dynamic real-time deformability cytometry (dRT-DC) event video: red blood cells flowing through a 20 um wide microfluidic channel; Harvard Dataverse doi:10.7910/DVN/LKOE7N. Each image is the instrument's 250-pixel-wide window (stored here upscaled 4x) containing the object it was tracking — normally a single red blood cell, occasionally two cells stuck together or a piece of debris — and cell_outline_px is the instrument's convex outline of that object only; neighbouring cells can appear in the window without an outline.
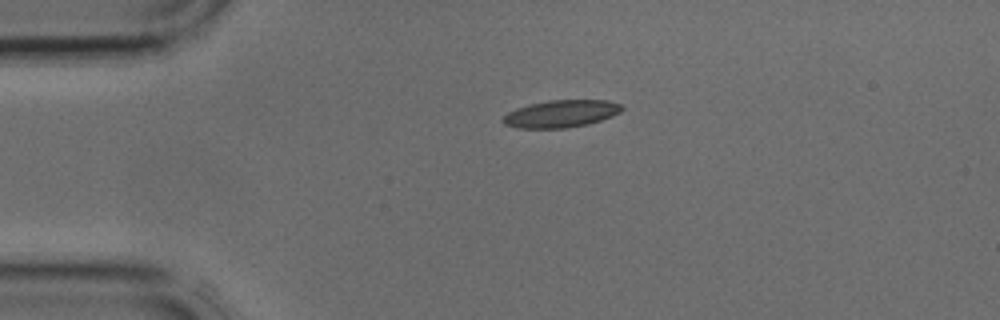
{"species": "common noctule bat (a hibernating species)", "species_latin": "Nyctalus noctula", "temperature_condition": "cold", "stored_images_in_passage": 2, "camera_frame_rate_fps": 3000, "um_per_image_px": 0.085, "animal": {"sex": "male", "body_mass_g": 17.9, "forearm_length_mm": 54.2}, "frame": {"image": 1, "passage_image": 1, "time_ms": 0.0, "image_size_px": [1000, 320], "cell_outline_px": [[624, 108], [620, 112], [612, 116], [588, 124], [564, 128], [516, 128], [504, 124], [500, 120], [508, 112], [516, 108], [548, 100], [608, 100], [620, 104]], "centroid_in_image_um": [47.67, 9.67], "position_along_channel_um": 37.3, "area_um2": 18.9}}
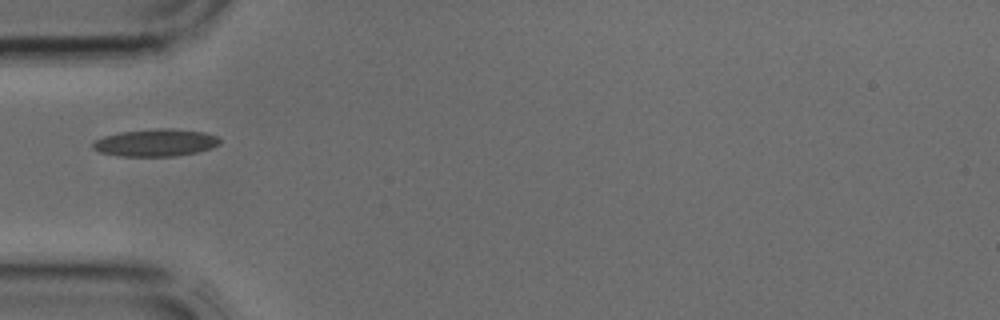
{"frame": {"image": 2, "passage_image": 2, "time_ms": 0.333, "image_size_px": [1000, 320], "cell_outline_px": [[220, 144], [212, 148], [196, 152], [176, 156], [120, 156], [100, 152], [92, 148], [92, 144], [96, 140], [104, 136], [120, 132], [156, 128], [172, 128], [204, 132], [216, 136], [220, 140]], "centroid_in_image_um": [13.24, 12.12], "position_along_channel_um": 71.8, "area_um2": 20.23}}